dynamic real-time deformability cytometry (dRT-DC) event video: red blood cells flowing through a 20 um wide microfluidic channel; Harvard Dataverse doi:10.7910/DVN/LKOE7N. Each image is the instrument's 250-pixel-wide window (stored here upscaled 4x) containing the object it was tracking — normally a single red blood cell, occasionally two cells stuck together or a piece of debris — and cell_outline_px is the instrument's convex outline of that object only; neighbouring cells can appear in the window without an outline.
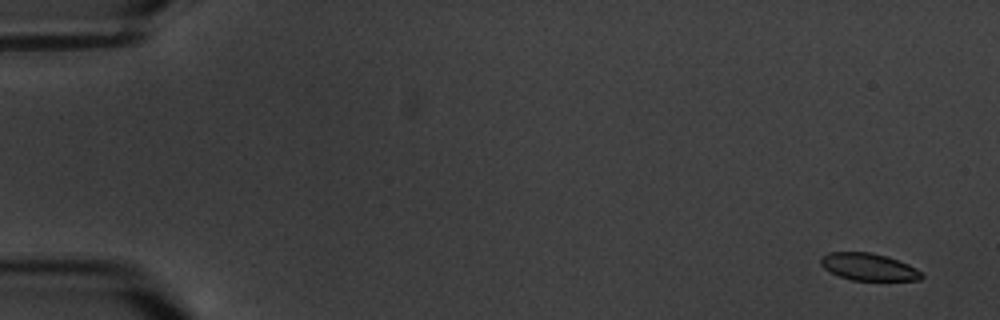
{"species": "common noctule bat (a hibernating species)", "species_latin": "Nyctalus noctula", "temperature_condition": "warm", "stored_images_in_passage": 5, "camera_frame_rate_fps": 3000, "um_per_image_px": 0.085, "animal": {"sex": "male", "body_mass_g": 20.1, "forearm_length_mm": 53.5}, "frame": {"image": 1, "passage_image": 1, "time_ms": 0.0, "image_size_px": [1000, 320], "cell_outline_px": [[924, 276], [920, 280], [852, 280], [840, 276], [824, 268], [820, 264], [820, 256], [828, 252], [868, 252], [888, 256], [908, 264], [916, 268]], "centroid_in_image_um": [73.82, 22.67], "position_along_channel_um": 11.2, "area_um2": 15.95}}